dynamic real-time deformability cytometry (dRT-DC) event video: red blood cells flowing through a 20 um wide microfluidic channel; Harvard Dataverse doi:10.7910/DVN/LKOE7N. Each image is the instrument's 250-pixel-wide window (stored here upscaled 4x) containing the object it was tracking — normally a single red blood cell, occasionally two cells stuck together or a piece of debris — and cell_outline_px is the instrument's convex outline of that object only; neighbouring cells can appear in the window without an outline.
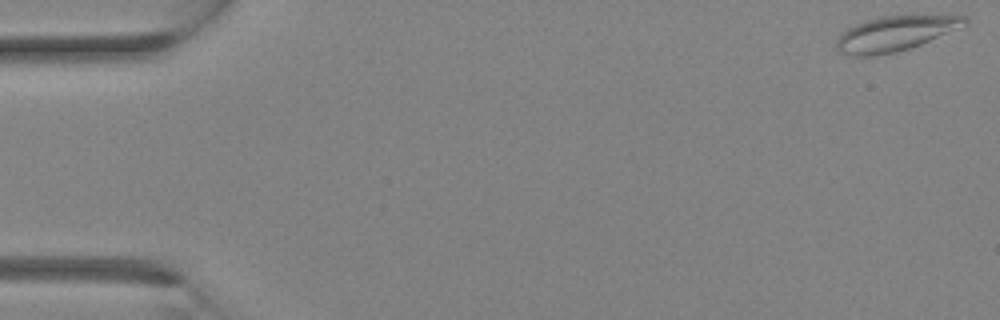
{"species": "Egyptian fruit bat (a non-hibernating species)", "species_latin": "Rousettus aegyptiacus", "temperature_condition": "room temperature", "stored_images_in_passage": 24, "camera_frame_rate_fps": 3000, "um_per_image_px": 0.085, "animal": {"sex": "female"}, "frame": {"image": 1, "passage_image": 1, "time_ms": 0.0, "image_size_px": [1000, 320], "cell_outline_px": [[968, 24], [920, 44], [896, 52], [868, 56], [856, 56], [840, 52], [836, 44], [836, 40], [848, 28], [856, 24], [880, 16], [964, 16], [968, 20]], "centroid_in_image_um": [76.07, 2.85], "position_along_channel_um": 8.9, "area_um2": 25.37}}
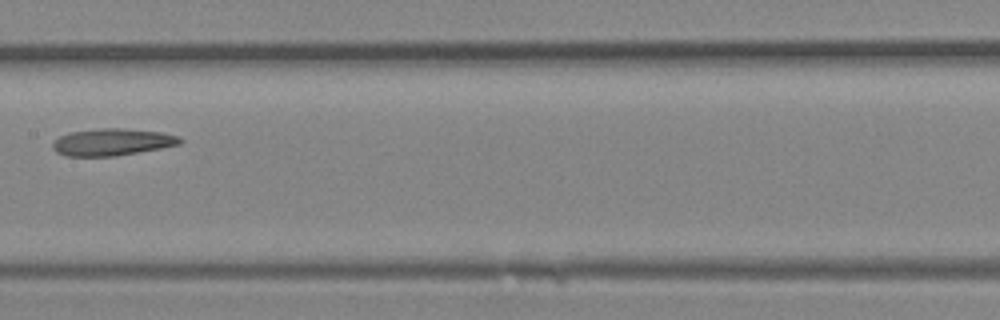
{"frame": {"image": 2, "passage_image": 17, "time_ms": 5.333, "image_size_px": [1000, 320], "cell_outline_px": [[184, 140], [180, 144], [160, 148], [116, 156], [64, 156], [56, 152], [52, 148], [52, 144], [60, 136], [72, 132], [100, 128], [124, 128], [160, 132], [180, 136]], "centroid_in_image_um": [9.55, 12.08], "position_along_channel_um": 197.9, "area_um2": 20.0}}
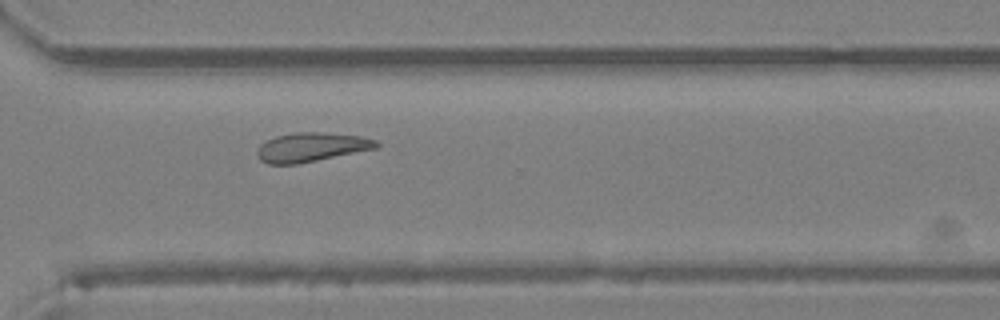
{"frame": {"image": 3, "passage_image": 24, "time_ms": 7.667, "image_size_px": [1000, 320], "cell_outline_px": [[380, 144], [376, 148], [296, 164], [268, 164], [260, 160], [256, 156], [256, 148], [260, 144], [276, 136], [292, 132], [320, 132], [360, 136], [376, 140]], "centroid_in_image_um": [26.4, 12.5], "position_along_channel_um": 344.2, "area_um2": 20.11}}